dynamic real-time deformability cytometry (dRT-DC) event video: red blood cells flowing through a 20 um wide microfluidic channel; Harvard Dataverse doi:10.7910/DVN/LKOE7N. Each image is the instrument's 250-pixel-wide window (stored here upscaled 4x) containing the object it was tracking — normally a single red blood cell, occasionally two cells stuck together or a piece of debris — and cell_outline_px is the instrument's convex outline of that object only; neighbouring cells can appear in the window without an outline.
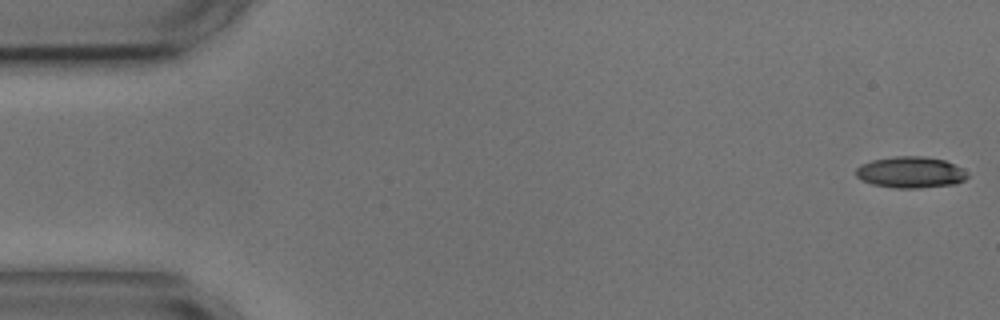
{"species": "common noctule bat (a hibernating species)", "species_latin": "Nyctalus noctula", "temperature_condition": "cold", "stored_images_in_passage": 4, "camera_frame_rate_fps": 3000, "um_per_image_px": 0.085, "animal": {"sex": "male", "body_mass_g": 17.9, "forearm_length_mm": 54.2}, "frame": {"image": 1, "passage_image": 1, "time_ms": 0.0, "image_size_px": [1000, 320], "cell_outline_px": [[968, 176], [964, 180], [956, 184], [920, 188], [892, 188], [872, 184], [860, 180], [856, 176], [856, 168], [860, 164], [872, 160], [892, 156], [924, 156], [944, 160], [960, 168]], "centroid_in_image_um": [77.34, 14.65], "position_along_channel_um": 7.7, "area_um2": 20.4}}
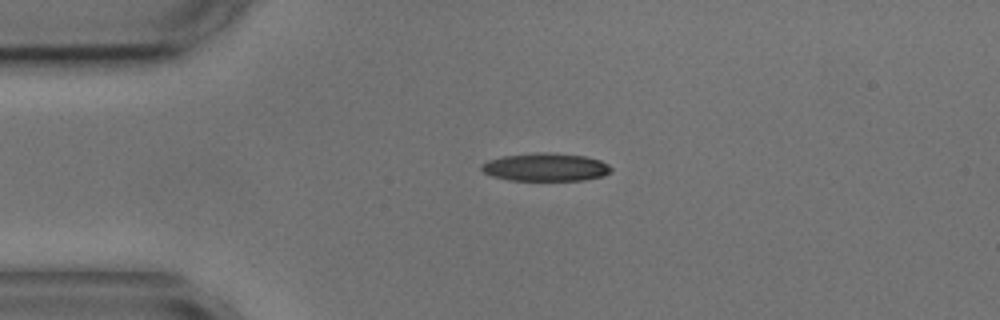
{"frame": {"image": 2, "passage_image": 4, "time_ms": 3.667, "image_size_px": [1000, 320], "cell_outline_px": [[612, 172], [604, 176], [584, 180], [508, 180], [492, 176], [484, 172], [480, 168], [480, 164], [488, 160], [504, 156], [536, 152], [548, 152], [584, 156], [600, 160], [608, 164], [612, 168]], "centroid_in_image_um": [46.38, 14.21], "position_along_channel_um": 38.6, "area_um2": 21.27}}